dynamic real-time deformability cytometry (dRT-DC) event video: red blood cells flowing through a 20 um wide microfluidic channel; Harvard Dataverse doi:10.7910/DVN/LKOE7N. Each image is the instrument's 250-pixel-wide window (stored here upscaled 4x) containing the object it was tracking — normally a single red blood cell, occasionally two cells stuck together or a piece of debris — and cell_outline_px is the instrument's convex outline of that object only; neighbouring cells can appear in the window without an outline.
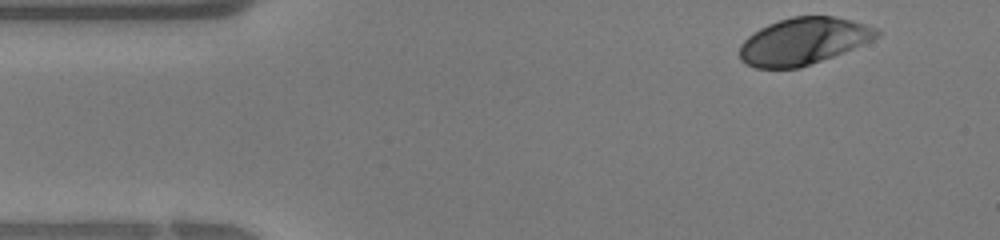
{"species": "human", "species_latin": "Homo sapiens", "temperature_condition": "warm", "stored_images_in_passage": 36, "camera_frame_rate_fps": 3000, "um_per_image_px": 0.085, "donor": {"sex": "female"}, "frame": {"image": 1, "passage_image": 1, "time_ms": 0.0, "image_size_px": [1000, 240], "cell_outline_px": [[880, 36], [872, 40], [832, 56], [800, 68], [756, 68], [744, 64], [740, 60], [740, 44], [748, 36], [760, 28], [768, 24], [792, 16], [832, 16], [852, 20], [876, 28], [880, 32]], "centroid_in_image_um": [68.25, 3.5], "position_along_channel_um": 16.7, "area_um2": 37.22}}
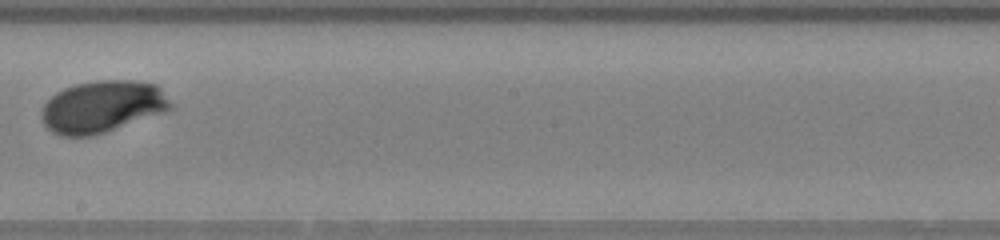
{"frame": {"image": 2, "passage_image": 19, "time_ms": 6.0, "image_size_px": [1000, 240], "cell_outline_px": [[172, 108], [104, 132], [92, 136], [60, 136], [52, 132], [44, 124], [40, 116], [40, 112], [44, 104], [56, 92], [64, 88], [76, 84], [96, 80], [132, 80], [156, 84], [160, 88], [172, 104]], "centroid_in_image_um": [8.64, 9.05], "position_along_channel_um": 239.6, "area_um2": 38.67}}
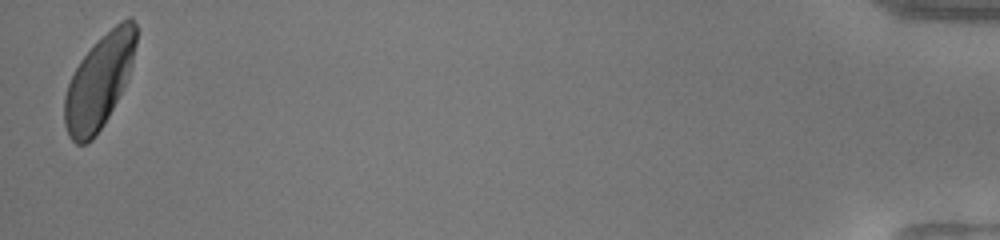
{"frame": {"image": 3, "passage_image": 36, "time_ms": 11.667, "image_size_px": [1000, 240], "cell_outline_px": [[140, 28], [128, 80], [124, 88], [104, 124], [92, 140], [84, 144], [76, 144], [68, 136], [64, 124], [64, 96], [68, 84], [80, 60], [120, 20], [128, 16], [132, 16]], "centroid_in_image_um": [8.47, 6.93], "position_along_channel_um": 426.7, "area_um2": 39.07}}